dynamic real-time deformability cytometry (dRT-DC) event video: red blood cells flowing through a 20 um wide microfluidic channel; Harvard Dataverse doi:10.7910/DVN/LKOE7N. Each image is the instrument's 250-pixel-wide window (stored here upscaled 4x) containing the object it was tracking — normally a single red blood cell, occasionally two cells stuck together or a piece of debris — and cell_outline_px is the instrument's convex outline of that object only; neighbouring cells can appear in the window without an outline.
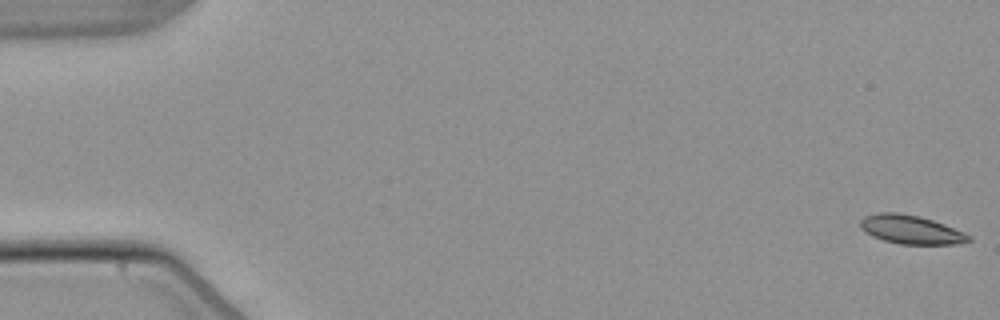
{"species": "common noctule bat (a hibernating species)", "species_latin": "Nyctalus noctula", "temperature_condition": "warm", "stored_images_in_passage": 54, "camera_frame_rate_fps": 3000, "um_per_image_px": 0.085, "animal": {"sex": "male", "body_mass_g": 21.5, "forearm_length_mm": 52.0}, "frame": {"image": 1, "passage_image": 1, "time_ms": 0.0, "image_size_px": [1000, 320], "cell_outline_px": [[972, 240], [952, 244], [900, 244], [884, 240], [872, 236], [864, 232], [860, 228], [860, 220], [864, 216], [876, 212], [896, 212], [920, 216], [944, 224], [964, 232], [972, 236]], "centroid_in_image_um": [77.39, 19.5], "position_along_channel_um": 7.6, "area_um2": 18.21}}
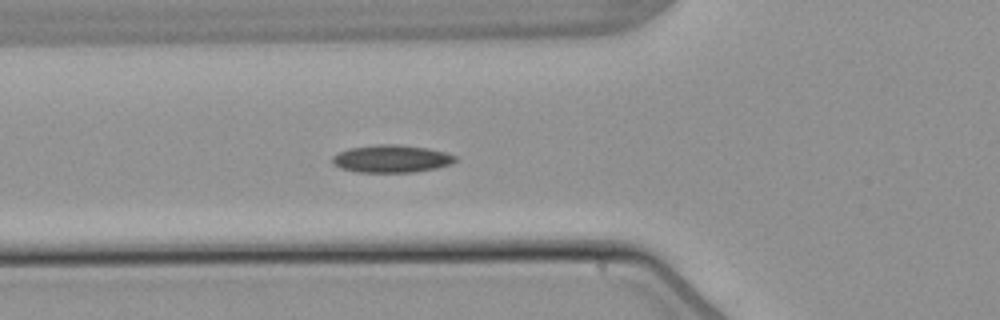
{"frame": {"image": 2, "passage_image": 20, "time_ms": 6.333, "image_size_px": [1000, 320], "cell_outline_px": [[456, 160], [452, 164], [436, 168], [412, 172], [360, 172], [340, 168], [332, 164], [332, 156], [348, 148], [376, 144], [400, 144], [428, 148], [444, 152], [456, 156]], "centroid_in_image_um": [33.26, 13.48], "position_along_channel_um": 92.5, "area_um2": 19.83}}
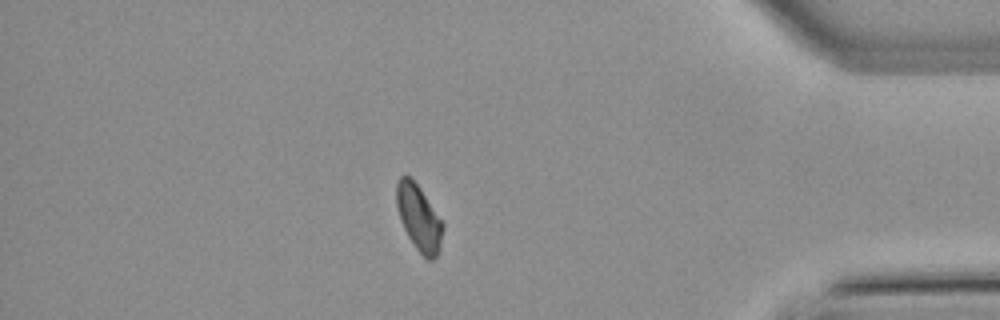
{"frame": {"image": 3, "passage_image": 47, "time_ms": 15.333, "image_size_px": [1000, 320], "cell_outline_px": [[444, 228], [440, 248], [436, 256], [432, 260], [428, 260], [416, 248], [408, 236], [400, 220], [396, 204], [396, 184], [400, 176], [408, 176], [420, 188], [444, 224]], "centroid_in_image_um": [35.6, 18.53], "position_along_channel_um": 399.6, "area_um2": 17.57}}